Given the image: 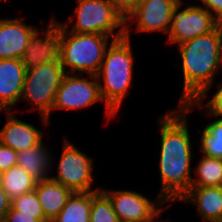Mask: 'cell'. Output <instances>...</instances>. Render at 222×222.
I'll list each match as a JSON object with an SVG mask.
<instances>
[{
    "instance_id": "obj_1",
    "label": "cell",
    "mask_w": 222,
    "mask_h": 222,
    "mask_svg": "<svg viewBox=\"0 0 222 222\" xmlns=\"http://www.w3.org/2000/svg\"><path fill=\"white\" fill-rule=\"evenodd\" d=\"M189 111L183 106L167 110L157 121L160 129L159 175L157 195L165 201L177 200L190 188L193 153L188 124Z\"/></svg>"
},
{
    "instance_id": "obj_2",
    "label": "cell",
    "mask_w": 222,
    "mask_h": 222,
    "mask_svg": "<svg viewBox=\"0 0 222 222\" xmlns=\"http://www.w3.org/2000/svg\"><path fill=\"white\" fill-rule=\"evenodd\" d=\"M181 57L183 90L178 106L189 101H205L222 69L221 23L210 33L177 45ZM211 88V89H210Z\"/></svg>"
},
{
    "instance_id": "obj_3",
    "label": "cell",
    "mask_w": 222,
    "mask_h": 222,
    "mask_svg": "<svg viewBox=\"0 0 222 222\" xmlns=\"http://www.w3.org/2000/svg\"><path fill=\"white\" fill-rule=\"evenodd\" d=\"M131 38L113 40L107 47L102 65L96 74L100 94L105 105V116L116 117L129 89L133 86V54Z\"/></svg>"
},
{
    "instance_id": "obj_4",
    "label": "cell",
    "mask_w": 222,
    "mask_h": 222,
    "mask_svg": "<svg viewBox=\"0 0 222 222\" xmlns=\"http://www.w3.org/2000/svg\"><path fill=\"white\" fill-rule=\"evenodd\" d=\"M70 28L59 22V60L65 73L96 75L114 39L101 34L75 33Z\"/></svg>"
},
{
    "instance_id": "obj_5",
    "label": "cell",
    "mask_w": 222,
    "mask_h": 222,
    "mask_svg": "<svg viewBox=\"0 0 222 222\" xmlns=\"http://www.w3.org/2000/svg\"><path fill=\"white\" fill-rule=\"evenodd\" d=\"M76 2L74 14L76 17L71 16L69 20L61 22L65 28L74 24L69 31L101 34L110 36L114 40L125 37V17L109 0H76Z\"/></svg>"
},
{
    "instance_id": "obj_6",
    "label": "cell",
    "mask_w": 222,
    "mask_h": 222,
    "mask_svg": "<svg viewBox=\"0 0 222 222\" xmlns=\"http://www.w3.org/2000/svg\"><path fill=\"white\" fill-rule=\"evenodd\" d=\"M65 74L59 59L26 70L20 100L32 105L30 111L39 112L44 126L51 121V109Z\"/></svg>"
},
{
    "instance_id": "obj_7",
    "label": "cell",
    "mask_w": 222,
    "mask_h": 222,
    "mask_svg": "<svg viewBox=\"0 0 222 222\" xmlns=\"http://www.w3.org/2000/svg\"><path fill=\"white\" fill-rule=\"evenodd\" d=\"M62 153L57 165V175L50 176L63 186L73 192L100 191L101 188L92 189L94 182L93 159L79 148H77L68 138L64 137Z\"/></svg>"
},
{
    "instance_id": "obj_8",
    "label": "cell",
    "mask_w": 222,
    "mask_h": 222,
    "mask_svg": "<svg viewBox=\"0 0 222 222\" xmlns=\"http://www.w3.org/2000/svg\"><path fill=\"white\" fill-rule=\"evenodd\" d=\"M183 3L181 0L172 12L171 26L167 34V42L170 45L177 46L200 35L210 33L220 24L201 4H191L182 9Z\"/></svg>"
},
{
    "instance_id": "obj_9",
    "label": "cell",
    "mask_w": 222,
    "mask_h": 222,
    "mask_svg": "<svg viewBox=\"0 0 222 222\" xmlns=\"http://www.w3.org/2000/svg\"><path fill=\"white\" fill-rule=\"evenodd\" d=\"M65 74L57 90L51 109L79 110L88 108L98 101L103 103L96 75Z\"/></svg>"
},
{
    "instance_id": "obj_10",
    "label": "cell",
    "mask_w": 222,
    "mask_h": 222,
    "mask_svg": "<svg viewBox=\"0 0 222 222\" xmlns=\"http://www.w3.org/2000/svg\"><path fill=\"white\" fill-rule=\"evenodd\" d=\"M181 0H142L140 4L125 17V37L131 38L132 23L135 32L168 34L171 26L173 9ZM131 30V31H130Z\"/></svg>"
},
{
    "instance_id": "obj_11",
    "label": "cell",
    "mask_w": 222,
    "mask_h": 222,
    "mask_svg": "<svg viewBox=\"0 0 222 222\" xmlns=\"http://www.w3.org/2000/svg\"><path fill=\"white\" fill-rule=\"evenodd\" d=\"M101 191L110 199L112 207L120 222H147V220L166 201L158 195L150 200L145 195L133 190H107Z\"/></svg>"
},
{
    "instance_id": "obj_12",
    "label": "cell",
    "mask_w": 222,
    "mask_h": 222,
    "mask_svg": "<svg viewBox=\"0 0 222 222\" xmlns=\"http://www.w3.org/2000/svg\"><path fill=\"white\" fill-rule=\"evenodd\" d=\"M59 59V21L52 17L47 28L37 29L30 38L29 45L21 61L27 69L35 68L44 63L55 62Z\"/></svg>"
},
{
    "instance_id": "obj_13",
    "label": "cell",
    "mask_w": 222,
    "mask_h": 222,
    "mask_svg": "<svg viewBox=\"0 0 222 222\" xmlns=\"http://www.w3.org/2000/svg\"><path fill=\"white\" fill-rule=\"evenodd\" d=\"M20 18H0V59H21L38 29Z\"/></svg>"
},
{
    "instance_id": "obj_14",
    "label": "cell",
    "mask_w": 222,
    "mask_h": 222,
    "mask_svg": "<svg viewBox=\"0 0 222 222\" xmlns=\"http://www.w3.org/2000/svg\"><path fill=\"white\" fill-rule=\"evenodd\" d=\"M25 73L21 59H0V114L20 101Z\"/></svg>"
},
{
    "instance_id": "obj_15",
    "label": "cell",
    "mask_w": 222,
    "mask_h": 222,
    "mask_svg": "<svg viewBox=\"0 0 222 222\" xmlns=\"http://www.w3.org/2000/svg\"><path fill=\"white\" fill-rule=\"evenodd\" d=\"M13 112L6 111V122L0 129V143L16 152L39 145L43 141L44 131L37 129L33 124L20 120Z\"/></svg>"
},
{
    "instance_id": "obj_16",
    "label": "cell",
    "mask_w": 222,
    "mask_h": 222,
    "mask_svg": "<svg viewBox=\"0 0 222 222\" xmlns=\"http://www.w3.org/2000/svg\"><path fill=\"white\" fill-rule=\"evenodd\" d=\"M177 201L197 206V215L205 222H222V187L190 186Z\"/></svg>"
},
{
    "instance_id": "obj_17",
    "label": "cell",
    "mask_w": 222,
    "mask_h": 222,
    "mask_svg": "<svg viewBox=\"0 0 222 222\" xmlns=\"http://www.w3.org/2000/svg\"><path fill=\"white\" fill-rule=\"evenodd\" d=\"M34 190L48 222H51L59 214L73 193L71 189L51 178L37 181Z\"/></svg>"
},
{
    "instance_id": "obj_18",
    "label": "cell",
    "mask_w": 222,
    "mask_h": 222,
    "mask_svg": "<svg viewBox=\"0 0 222 222\" xmlns=\"http://www.w3.org/2000/svg\"><path fill=\"white\" fill-rule=\"evenodd\" d=\"M50 148L42 141L30 149L17 152V165L22 167L29 175L37 181L50 178L54 166L53 154ZM51 152V153H50Z\"/></svg>"
},
{
    "instance_id": "obj_19",
    "label": "cell",
    "mask_w": 222,
    "mask_h": 222,
    "mask_svg": "<svg viewBox=\"0 0 222 222\" xmlns=\"http://www.w3.org/2000/svg\"><path fill=\"white\" fill-rule=\"evenodd\" d=\"M91 192H73L65 206L51 222H90Z\"/></svg>"
},
{
    "instance_id": "obj_20",
    "label": "cell",
    "mask_w": 222,
    "mask_h": 222,
    "mask_svg": "<svg viewBox=\"0 0 222 222\" xmlns=\"http://www.w3.org/2000/svg\"><path fill=\"white\" fill-rule=\"evenodd\" d=\"M0 182L10 200L35 189L37 180L15 165L0 174Z\"/></svg>"
},
{
    "instance_id": "obj_21",
    "label": "cell",
    "mask_w": 222,
    "mask_h": 222,
    "mask_svg": "<svg viewBox=\"0 0 222 222\" xmlns=\"http://www.w3.org/2000/svg\"><path fill=\"white\" fill-rule=\"evenodd\" d=\"M196 165L190 186L222 187V159L202 155Z\"/></svg>"
},
{
    "instance_id": "obj_22",
    "label": "cell",
    "mask_w": 222,
    "mask_h": 222,
    "mask_svg": "<svg viewBox=\"0 0 222 222\" xmlns=\"http://www.w3.org/2000/svg\"><path fill=\"white\" fill-rule=\"evenodd\" d=\"M214 118L201 131L199 151L204 156L222 159V119Z\"/></svg>"
},
{
    "instance_id": "obj_23",
    "label": "cell",
    "mask_w": 222,
    "mask_h": 222,
    "mask_svg": "<svg viewBox=\"0 0 222 222\" xmlns=\"http://www.w3.org/2000/svg\"><path fill=\"white\" fill-rule=\"evenodd\" d=\"M90 222H120L110 199L101 190L92 191Z\"/></svg>"
},
{
    "instance_id": "obj_24",
    "label": "cell",
    "mask_w": 222,
    "mask_h": 222,
    "mask_svg": "<svg viewBox=\"0 0 222 222\" xmlns=\"http://www.w3.org/2000/svg\"><path fill=\"white\" fill-rule=\"evenodd\" d=\"M10 206L14 210L20 211V214L35 215V218L41 222H48L44 217V212L35 190L15 197L11 200Z\"/></svg>"
},
{
    "instance_id": "obj_25",
    "label": "cell",
    "mask_w": 222,
    "mask_h": 222,
    "mask_svg": "<svg viewBox=\"0 0 222 222\" xmlns=\"http://www.w3.org/2000/svg\"><path fill=\"white\" fill-rule=\"evenodd\" d=\"M216 87V93L213 94V97H211V99L208 100L206 103H204V101L193 100L185 103L183 107L189 112L193 109L199 108L201 110H205L207 115L211 118L216 117L222 119V83H217Z\"/></svg>"
},
{
    "instance_id": "obj_26",
    "label": "cell",
    "mask_w": 222,
    "mask_h": 222,
    "mask_svg": "<svg viewBox=\"0 0 222 222\" xmlns=\"http://www.w3.org/2000/svg\"><path fill=\"white\" fill-rule=\"evenodd\" d=\"M17 165V152L0 143V174Z\"/></svg>"
},
{
    "instance_id": "obj_27",
    "label": "cell",
    "mask_w": 222,
    "mask_h": 222,
    "mask_svg": "<svg viewBox=\"0 0 222 222\" xmlns=\"http://www.w3.org/2000/svg\"><path fill=\"white\" fill-rule=\"evenodd\" d=\"M3 222H41L35 218V215L20 214V211L14 210L11 206Z\"/></svg>"
},
{
    "instance_id": "obj_28",
    "label": "cell",
    "mask_w": 222,
    "mask_h": 222,
    "mask_svg": "<svg viewBox=\"0 0 222 222\" xmlns=\"http://www.w3.org/2000/svg\"><path fill=\"white\" fill-rule=\"evenodd\" d=\"M109 1L124 17H126L140 4L142 0H109Z\"/></svg>"
},
{
    "instance_id": "obj_29",
    "label": "cell",
    "mask_w": 222,
    "mask_h": 222,
    "mask_svg": "<svg viewBox=\"0 0 222 222\" xmlns=\"http://www.w3.org/2000/svg\"><path fill=\"white\" fill-rule=\"evenodd\" d=\"M198 1V0H197ZM220 23L222 22V0H199Z\"/></svg>"
},
{
    "instance_id": "obj_30",
    "label": "cell",
    "mask_w": 222,
    "mask_h": 222,
    "mask_svg": "<svg viewBox=\"0 0 222 222\" xmlns=\"http://www.w3.org/2000/svg\"><path fill=\"white\" fill-rule=\"evenodd\" d=\"M11 200L8 198L7 193L3 189L0 182V222H3L6 213L10 209Z\"/></svg>"
},
{
    "instance_id": "obj_31",
    "label": "cell",
    "mask_w": 222,
    "mask_h": 222,
    "mask_svg": "<svg viewBox=\"0 0 222 222\" xmlns=\"http://www.w3.org/2000/svg\"><path fill=\"white\" fill-rule=\"evenodd\" d=\"M171 203V204H170ZM173 204V201H166L164 203L165 206H161L160 208H158V210H156V212L147 220V222H171V221H168V220H161L159 221V218L161 217V213L164 212V210L166 211V209L168 207H171V205ZM158 218V220H157Z\"/></svg>"
}]
</instances>
